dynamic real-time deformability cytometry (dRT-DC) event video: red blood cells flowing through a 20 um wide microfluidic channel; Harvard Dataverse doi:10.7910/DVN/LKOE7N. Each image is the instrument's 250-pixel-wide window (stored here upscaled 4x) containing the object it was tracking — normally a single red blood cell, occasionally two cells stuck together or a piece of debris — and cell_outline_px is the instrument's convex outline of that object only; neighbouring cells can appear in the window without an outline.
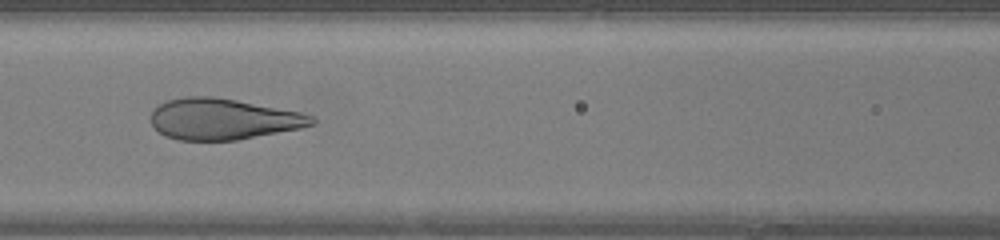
{"species": "human", "species_latin": "Homo sapiens", "temperature_condition": "warm", "stored_images_in_passage": 30, "camera_frame_rate_fps": 3000, "um_per_image_px": 0.085, "donor": {"sex": "female"}, "frame": {"image": 1, "passage_image": 9, "time_ms": 2.667, "image_size_px": [1000, 240], "cell_outline_px": [[316, 124], [300, 128], [236, 140], [180, 140], [164, 136], [152, 124], [152, 112], [160, 104], [168, 100], [184, 96], [212, 96], [236, 100], [300, 112], [312, 116], [316, 120]], "centroid_in_image_um": [18.96, 10.12], "position_along_channel_um": 147.6, "area_um2": 38.21}}
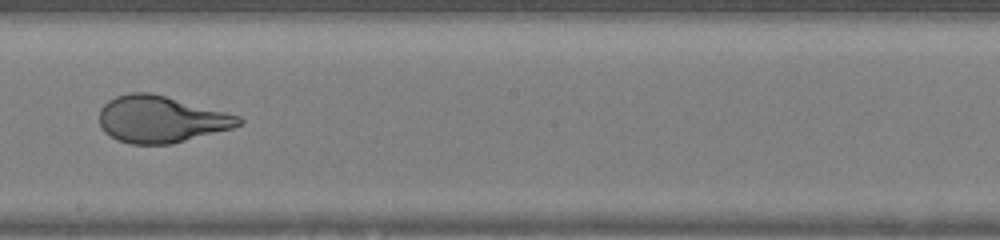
{"frame": {"image": 2, "passage_image": 15, "time_ms": 4.667, "image_size_px": [1000, 240], "cell_outline_px": [[244, 124], [232, 128], [172, 144], [132, 144], [116, 140], [104, 132], [100, 124], [100, 108], [108, 100], [116, 96], [132, 92], [152, 92], [240, 116], [244, 120]], "centroid_in_image_um": [13.68, 10.14], "position_along_channel_um": 234.5, "area_um2": 38.03}}
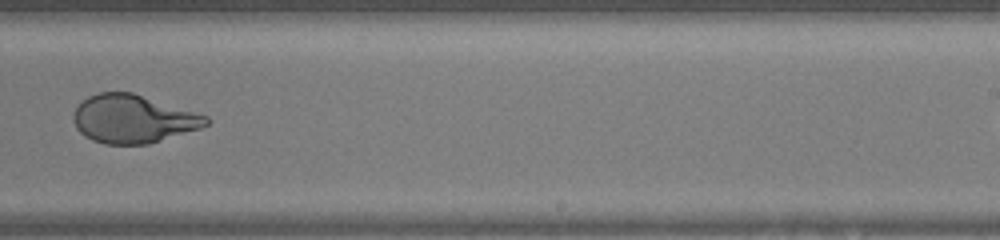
{"frame": {"image": 3, "passage_image": 18, "time_ms": 5.667, "image_size_px": [1000, 240], "cell_outline_px": [[212, 120], [208, 124], [200, 128], [148, 144], [104, 144], [92, 140], [84, 136], [76, 128], [72, 120], [72, 112], [88, 96], [100, 92], [132, 92], [208, 116]], "centroid_in_image_um": [11.29, 10.11], "position_along_channel_um": 277.7, "area_um2": 37.22}}